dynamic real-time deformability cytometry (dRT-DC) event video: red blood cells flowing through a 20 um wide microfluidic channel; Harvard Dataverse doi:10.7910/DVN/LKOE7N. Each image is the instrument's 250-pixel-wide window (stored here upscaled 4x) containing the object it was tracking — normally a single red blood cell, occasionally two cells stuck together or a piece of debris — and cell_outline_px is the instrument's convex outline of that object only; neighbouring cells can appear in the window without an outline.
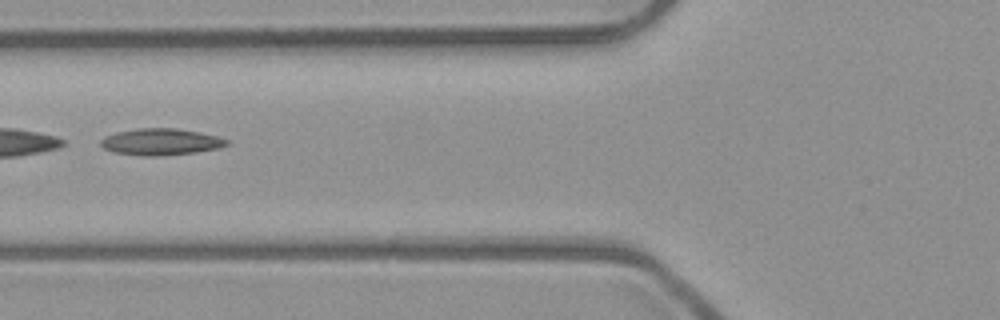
{"species": "common noctule bat (a hibernating species)", "species_latin": "Nyctalus noctula", "temperature_condition": "room temperature", "stored_images_in_passage": 5, "camera_frame_rate_fps": 3000, "um_per_image_px": 0.085, "animal": {"sex": "male", "body_mass_g": 23.1, "forearm_length_mm": 52.7}, "frame": {"image": 1, "passage_image": 4, "time_ms": 1.0, "image_size_px": [1000, 320], "cell_outline_px": [[228, 144], [216, 148], [196, 152], [156, 156], [152, 156], [112, 152], [104, 148], [100, 144], [100, 140], [104, 136], [116, 132], [136, 128], [176, 128], [200, 132], [216, 136], [228, 140]], "centroid_in_image_um": [13.62, 12.04], "position_along_channel_um": 112.2, "area_um2": 19.36}}
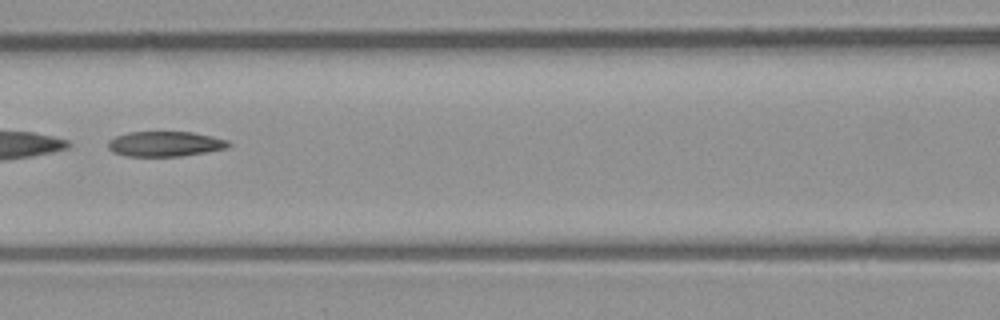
{"frame": {"image": 2, "passage_image": 5, "time_ms": 1.333, "image_size_px": [1000, 320], "cell_outline_px": [[232, 144], [224, 148], [204, 152], [180, 156], [128, 156], [112, 152], [108, 148], [108, 140], [116, 136], [128, 132], [192, 132], [212, 136], [228, 140]], "centroid_in_image_um": [14.0, 12.22], "position_along_channel_um": 152.6, "area_um2": 17.51}}